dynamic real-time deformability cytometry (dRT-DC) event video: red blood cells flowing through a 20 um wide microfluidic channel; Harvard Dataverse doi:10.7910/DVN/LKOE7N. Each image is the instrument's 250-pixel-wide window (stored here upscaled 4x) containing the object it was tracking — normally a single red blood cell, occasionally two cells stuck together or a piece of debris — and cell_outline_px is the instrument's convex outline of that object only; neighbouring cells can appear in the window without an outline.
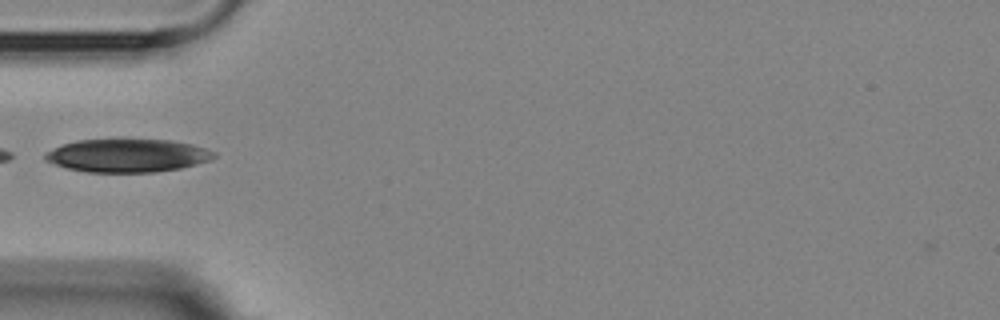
{"species": "Egyptian fruit bat (a non-hibernating species)", "species_latin": "Rousettus aegyptiacus", "temperature_condition": "room temperature", "stored_images_in_passage": 7, "camera_frame_rate_fps": 3000, "um_per_image_px": 0.085, "animal": {"sex": "female"}, "frame": {"image": 1, "passage_image": 4, "time_ms": 3.667, "image_size_px": [1000, 320], "cell_outline_px": [[216, 156], [212, 160], [180, 168], [156, 172], [88, 172], [68, 168], [44, 160], [44, 156], [48, 152], [64, 144], [76, 140], [120, 136], [124, 136], [172, 140], [192, 144], [216, 152]], "centroid_in_image_um": [10.87, 13.16], "position_along_channel_um": 74.1, "area_um2": 33.76}}
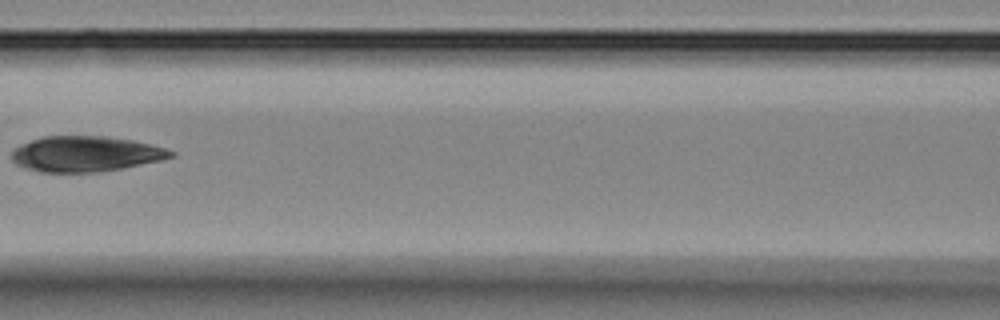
{"frame": {"image": 2, "passage_image": 6, "time_ms": 6.0, "image_size_px": [1000, 320], "cell_outline_px": [[176, 156], [160, 160], [120, 168], [96, 172], [40, 172], [16, 164], [12, 160], [12, 152], [20, 144], [44, 136], [104, 136], [132, 140], [164, 148], [176, 152]], "centroid_in_image_um": [7.26, 13.08], "position_along_channel_um": 159.3, "area_um2": 32.54}}
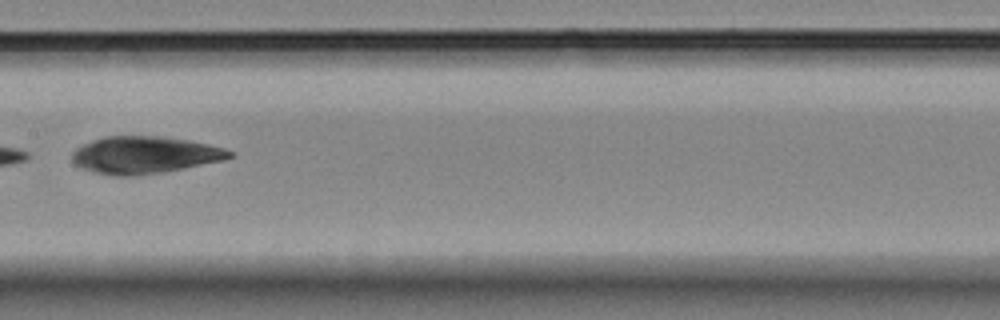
{"frame": {"image": 3, "passage_image": 7, "time_ms": 7.0, "image_size_px": [1000, 320], "cell_outline_px": [[236, 156], [224, 160], [164, 172], [132, 176], [116, 176], [96, 172], [80, 168], [72, 160], [72, 152], [76, 148], [92, 140], [104, 136], [164, 136], [188, 140], [208, 144], [224, 148], [236, 152]], "centroid_in_image_um": [12.33, 13.17], "position_along_channel_um": 195.1, "area_um2": 34.28}}